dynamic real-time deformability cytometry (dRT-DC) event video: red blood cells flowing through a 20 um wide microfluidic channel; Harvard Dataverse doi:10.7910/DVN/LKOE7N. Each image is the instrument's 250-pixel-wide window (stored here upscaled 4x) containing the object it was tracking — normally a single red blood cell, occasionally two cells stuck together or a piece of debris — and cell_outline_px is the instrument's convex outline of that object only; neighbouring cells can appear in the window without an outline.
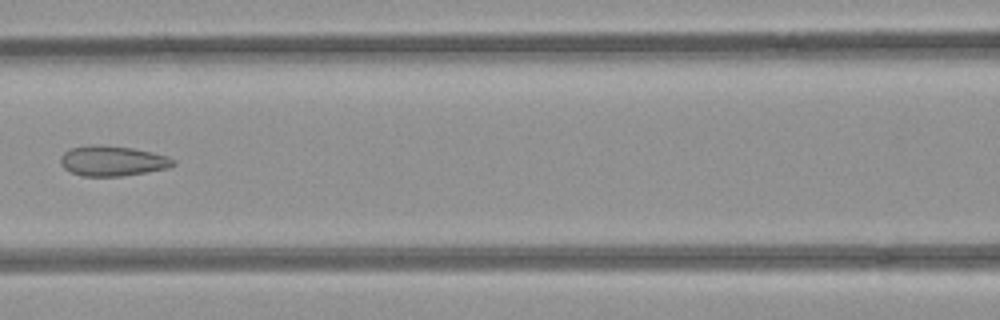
{"species": "common noctule bat (a hibernating species)", "species_latin": "Nyctalus noctula", "temperature_condition": "room temperature", "stored_images_in_passage": 8, "camera_frame_rate_fps": 3000, "um_per_image_px": 0.085, "animal": {"sex": "female", "body_mass_g": 21.9}, "frame": {"image": 1, "passage_image": 7, "time_ms": 2.0, "image_size_px": [1000, 320], "cell_outline_px": [[176, 164], [168, 168], [120, 176], [84, 176], [72, 172], [64, 168], [60, 164], [60, 156], [64, 152], [72, 148], [92, 144], [132, 148], [152, 152], [168, 156], [176, 160]], "centroid_in_image_um": [9.57, 13.67], "position_along_channel_um": 157.0, "area_um2": 19.71}}
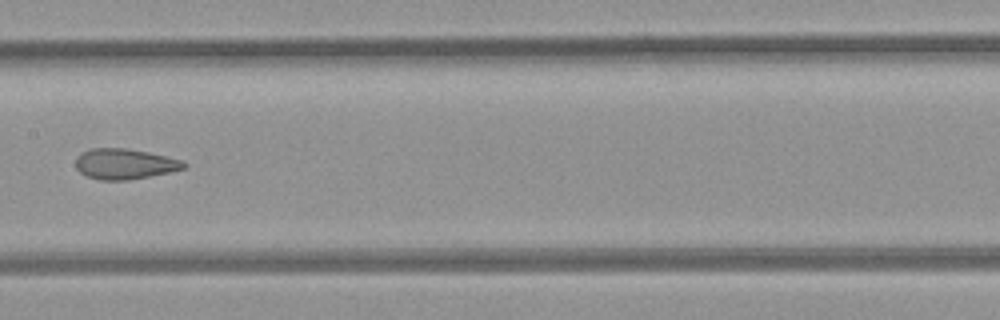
{"frame": {"image": 2, "passage_image": 8, "time_ms": 2.333, "image_size_px": [1000, 320], "cell_outline_px": [[188, 164], [184, 168], [168, 172], [128, 180], [100, 180], [88, 176], [80, 172], [76, 168], [76, 160], [84, 152], [92, 148], [124, 148], [148, 152], [180, 160]], "centroid_in_image_um": [10.59, 13.94], "position_along_channel_um": 196.8, "area_um2": 18.79}}